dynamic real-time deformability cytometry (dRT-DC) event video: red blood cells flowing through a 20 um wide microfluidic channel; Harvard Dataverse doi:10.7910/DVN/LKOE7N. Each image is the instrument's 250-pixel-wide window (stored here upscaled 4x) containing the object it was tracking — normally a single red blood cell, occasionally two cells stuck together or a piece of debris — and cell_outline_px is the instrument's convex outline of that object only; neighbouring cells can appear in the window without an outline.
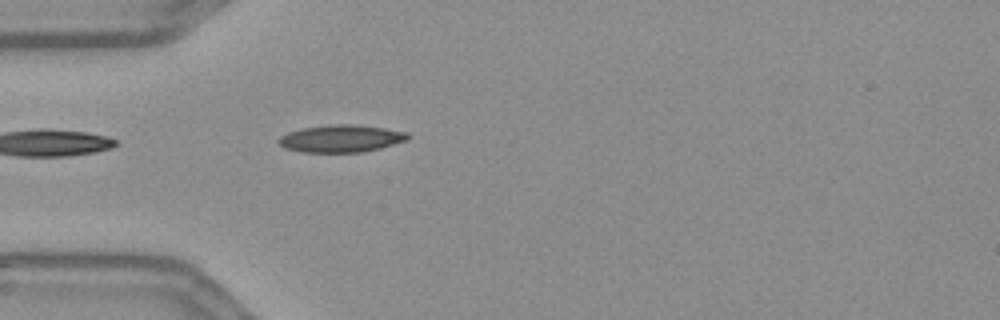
{"species": "Egyptian fruit bat (a non-hibernating species)", "species_latin": "Rousettus aegyptiacus", "temperature_condition": "warm", "stored_images_in_passage": 40, "camera_frame_rate_fps": 3000, "um_per_image_px": 0.085, "frame": {"image": 1, "passage_image": 1, "time_ms": 0.0, "image_size_px": [1000, 320], "cell_outline_px": [[408, 140], [380, 148], [360, 152], [300, 152], [284, 148], [276, 140], [280, 136], [288, 132], [304, 128], [332, 124], [356, 124], [384, 128], [408, 132]], "centroid_in_image_um": [28.98, 11.77], "position_along_channel_um": 56.0, "area_um2": 20.58}}
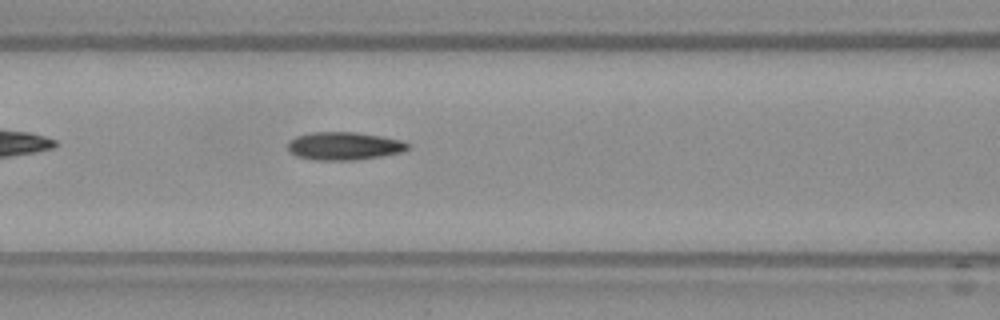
{"frame": {"image": 2, "passage_image": 8, "time_ms": 2.333, "image_size_px": [1000, 320], "cell_outline_px": [[412, 148], [400, 152], [384, 156], [356, 160], [312, 160], [296, 156], [288, 148], [288, 140], [296, 136], [312, 132], [356, 132], [380, 136], [400, 140], [408, 144]], "centroid_in_image_um": [29.24, 12.41], "position_along_channel_um": 137.4, "area_um2": 19.65}}
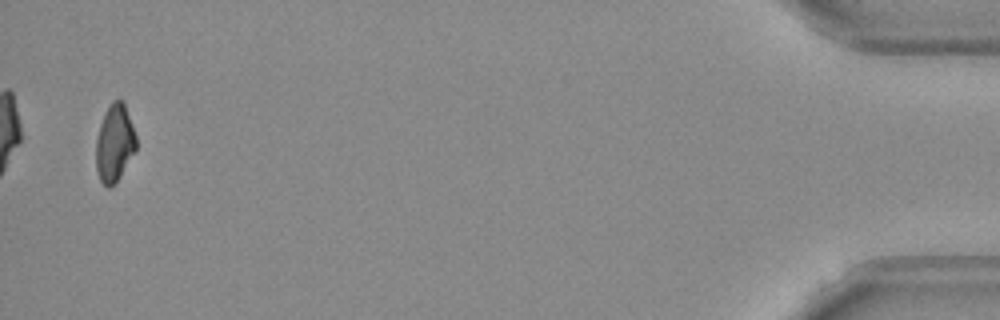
{"frame": {"image": 3, "passage_image": 39, "time_ms": 12.667, "image_size_px": [1000, 320], "cell_outline_px": [[136, 152], [120, 176], [108, 188], [100, 180], [96, 172], [96, 140], [100, 124], [104, 112], [112, 100], [120, 100], [124, 104], [136, 136]], "centroid_in_image_um": [9.73, 12.17], "position_along_channel_um": 425.5, "area_um2": 17.98}, "authors_computed_cell_mechanics": {"area_um2": 19.363, "velocity_mm_per_s": 3.6542, "shape_relaxation_time_tau1_ms": null, "shape_relaxation_time_tau2_ms": 3.3853, "deformation_change_tau1": null, "deformation_change_tau2": 0.0905}}